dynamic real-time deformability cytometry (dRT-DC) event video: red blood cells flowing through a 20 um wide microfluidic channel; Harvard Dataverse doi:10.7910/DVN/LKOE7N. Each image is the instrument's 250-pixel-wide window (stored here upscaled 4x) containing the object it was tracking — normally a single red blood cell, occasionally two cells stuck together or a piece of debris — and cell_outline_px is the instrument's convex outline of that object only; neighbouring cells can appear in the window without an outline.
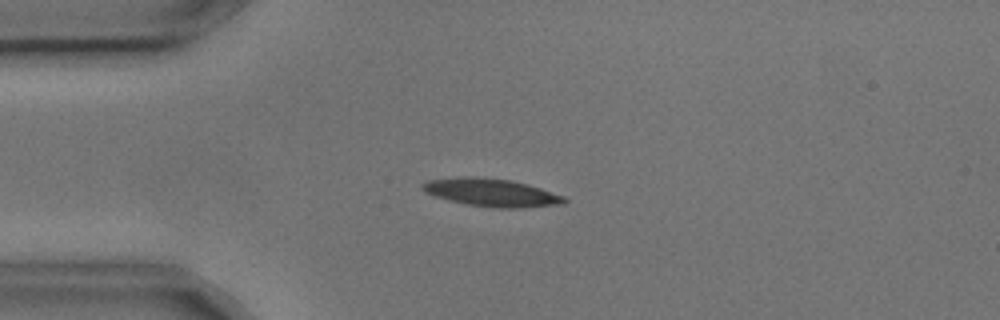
{"species": "common noctule bat (a hibernating species)", "species_latin": "Nyctalus noctula", "temperature_condition": "cold", "stored_images_in_passage": 5, "camera_frame_rate_fps": 3000, "um_per_image_px": 0.085, "animal": {"sex": "male", "body_mass_g": 17.9, "forearm_length_mm": 54.2}, "frame": {"image": 1, "passage_image": 4, "time_ms": 1.0, "image_size_px": [1000, 320], "cell_outline_px": [[568, 200], [564, 204], [520, 208], [496, 208], [468, 204], [448, 200], [424, 192], [420, 188], [420, 184], [428, 180], [468, 176], [476, 176], [512, 180], [528, 184], [564, 196]], "centroid_in_image_um": [41.77, 16.36], "position_along_channel_um": 43.2, "area_um2": 23.12}}